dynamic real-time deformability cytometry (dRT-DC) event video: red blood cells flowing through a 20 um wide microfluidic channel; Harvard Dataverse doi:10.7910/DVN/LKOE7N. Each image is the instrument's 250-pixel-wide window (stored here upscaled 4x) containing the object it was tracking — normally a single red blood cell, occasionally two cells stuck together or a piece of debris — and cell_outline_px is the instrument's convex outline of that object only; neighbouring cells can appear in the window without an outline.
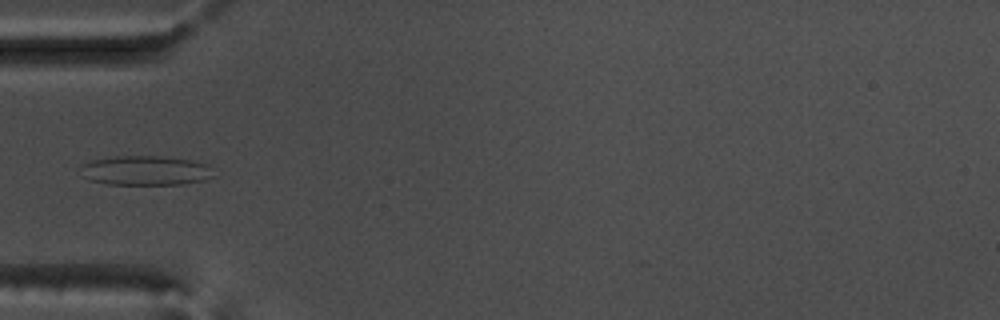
{"species": "common noctule bat (a hibernating species)", "species_latin": "Nyctalus noctula", "temperature_condition": "warm", "stored_images_in_passage": 37, "camera_frame_rate_fps": 3000, "um_per_image_px": 0.085, "animal": {"sex": "male", "body_mass_g": 17.5, "forearm_length_mm": 52.3}, "frame": {"image": 1, "passage_image": 1, "time_ms": 0.0, "image_size_px": [1000, 320], "cell_outline_px": [[216, 176], [204, 180], [184, 184], [108, 184], [88, 180], [80, 176], [80, 164], [92, 160], [116, 156], [156, 156], [188, 160], [208, 164]], "centroid_in_image_um": [12.32, 14.5], "position_along_channel_um": 72.7, "area_um2": 23.06}}
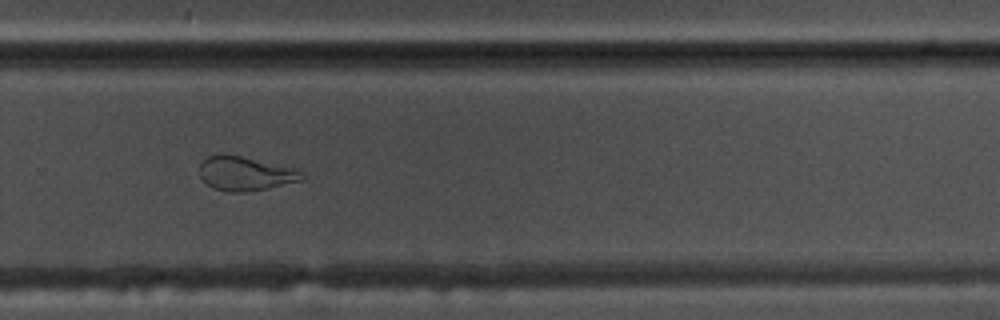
{"frame": {"image": 2, "passage_image": 20, "time_ms": 6.333, "image_size_px": [1000, 320], "cell_outline_px": [[308, 176], [304, 180], [268, 188], [248, 192], [228, 192], [212, 188], [200, 176], [200, 164], [208, 156], [220, 152], [224, 152], [296, 168], [304, 172]], "centroid_in_image_um": [20.9, 14.74], "position_along_channel_um": 308.9, "area_um2": 20.87}}
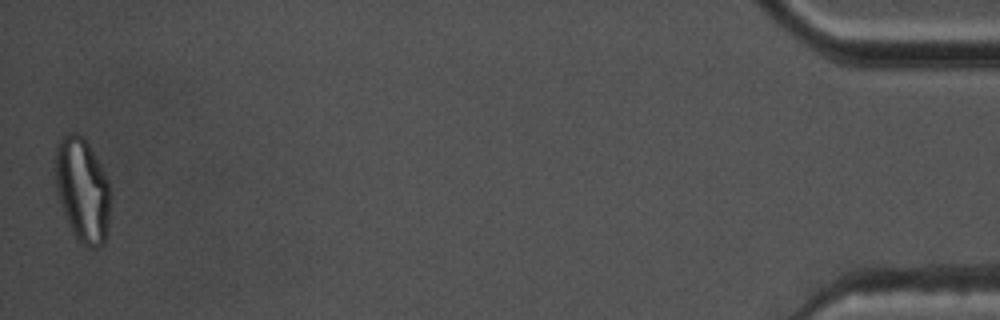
{"frame": {"image": 3, "passage_image": 37, "time_ms": 12.0, "image_size_px": [1000, 320], "cell_outline_px": [[112, 196], [108, 224], [104, 244], [100, 248], [84, 248], [76, 240], [72, 232], [64, 212], [60, 200], [52, 168], [56, 144], [68, 132], [76, 132], [84, 136], [100, 164], [108, 180]], "centroid_in_image_um": [7.01, 16.15], "position_along_channel_um": 428.2, "area_um2": 34.39}}